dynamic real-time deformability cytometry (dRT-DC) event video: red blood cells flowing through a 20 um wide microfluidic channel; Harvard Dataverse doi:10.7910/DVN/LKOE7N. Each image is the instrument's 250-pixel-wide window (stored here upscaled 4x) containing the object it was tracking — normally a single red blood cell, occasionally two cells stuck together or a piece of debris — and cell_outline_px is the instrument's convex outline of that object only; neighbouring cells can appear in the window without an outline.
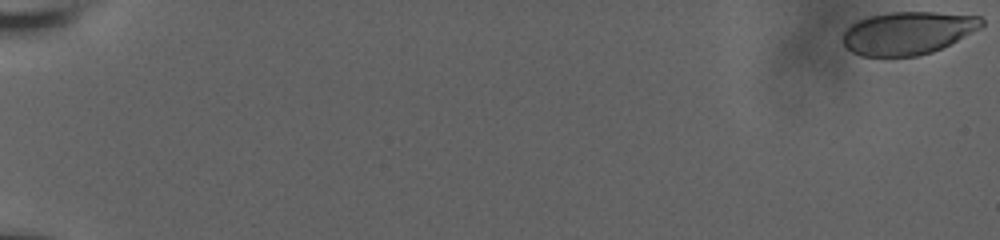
{"species": "human", "species_latin": "Homo sapiens", "temperature_condition": "room temperature", "stored_images_in_passage": 33, "camera_frame_rate_fps": 3000, "um_per_image_px": 0.085, "donor": {"sex": "male"}, "frame": {"image": 1, "passage_image": 1, "time_ms": 0.0, "image_size_px": [1000, 240], "cell_outline_px": [[984, 24], [980, 28], [932, 52], [916, 56], [860, 56], [852, 52], [844, 44], [844, 32], [852, 24], [860, 20], [872, 16], [892, 12], [936, 12], [980, 16], [984, 20]], "centroid_in_image_um": [77.18, 2.8], "position_along_channel_um": 7.8, "area_um2": 34.16}}
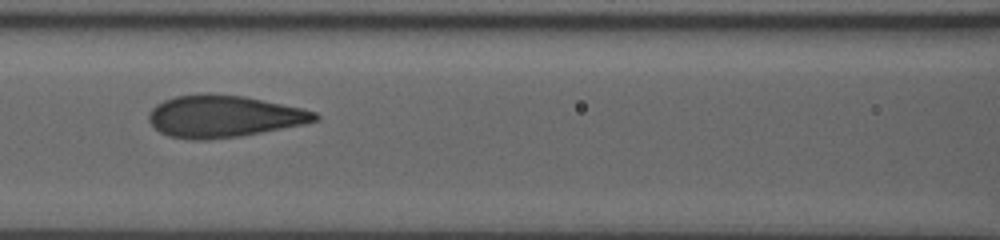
{"frame": {"image": 2, "passage_image": 18, "time_ms": 9.667, "image_size_px": [1000, 240], "cell_outline_px": [[320, 120], [304, 124], [260, 132], [236, 136], [204, 140], [192, 140], [168, 136], [160, 132], [148, 120], [148, 112], [156, 104], [164, 100], [176, 96], [200, 92], [208, 92], [244, 96], [300, 108], [316, 112], [320, 116]], "centroid_in_image_um": [18.98, 9.87], "position_along_channel_um": 147.6, "area_um2": 40.69}}
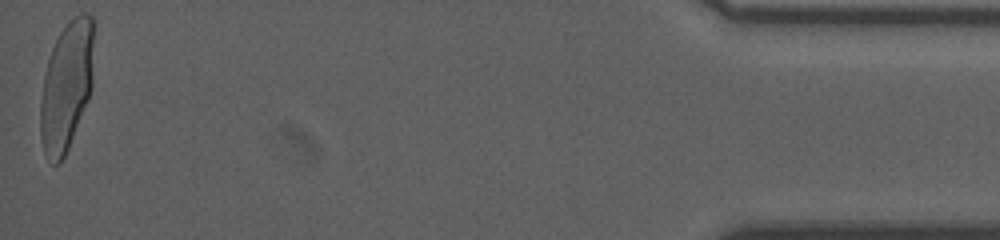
{"frame": {"image": 3, "passage_image": 33, "time_ms": 19.333, "image_size_px": [1000, 240], "cell_outline_px": [[96, 20], [92, 88], [88, 100], [68, 148], [60, 164], [52, 164], [48, 160], [44, 152], [40, 136], [40, 100], [44, 76], [48, 60], [52, 48], [60, 32], [80, 12], [88, 12]], "centroid_in_image_um": [5.69, 7.27], "position_along_channel_um": 429.5, "area_um2": 40.86}, "authors_computed_cell_mechanics": {"area_um2": 39.9398, "velocity_mm_per_s": 3.7695, "shape_relaxation_time_tau1_ms": 9.7781, "shape_relaxation_time_tau2_ms": null, "deformation_change_tau1": 0.2792, "deformation_change_tau2": null}}